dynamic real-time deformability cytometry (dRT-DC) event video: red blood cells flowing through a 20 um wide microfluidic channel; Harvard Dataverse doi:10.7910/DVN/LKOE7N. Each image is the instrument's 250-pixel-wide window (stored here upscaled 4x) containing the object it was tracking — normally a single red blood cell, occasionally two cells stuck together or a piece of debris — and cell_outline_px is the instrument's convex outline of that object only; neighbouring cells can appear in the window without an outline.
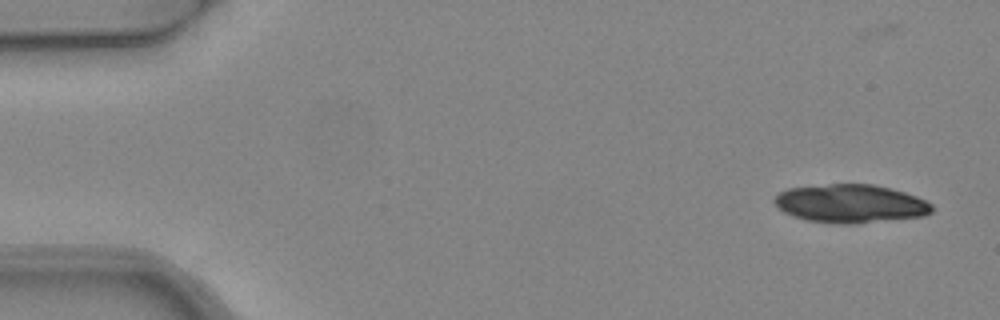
{"species": "common noctule bat (a hibernating species)", "species_latin": "Nyctalus noctula", "temperature_condition": "warm", "stored_images_in_passage": 7, "camera_frame_rate_fps": 3000, "um_per_image_px": 0.085, "animal": {"sex": "female", "body_mass_g": 24.6, "forearm_length_mm": 56.2}, "frame": {"image": 1, "passage_image": 1, "time_ms": 0.0, "image_size_px": [1000, 320], "cell_outline_px": [[932, 212], [924, 216], [852, 224], [840, 224], [804, 220], [792, 216], [784, 212], [772, 200], [780, 192], [788, 188], [828, 184], [872, 184], [892, 188], [916, 196], [932, 204]], "centroid_in_image_um": [72.28, 17.31], "position_along_channel_um": 12.7, "area_um2": 35.26}}
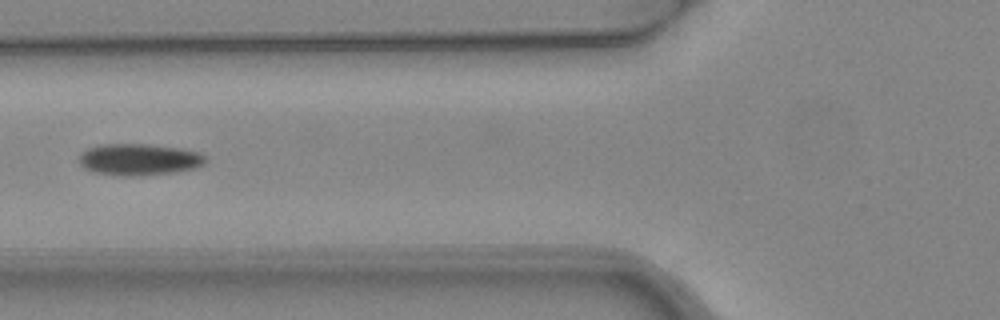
{"frame": {"image": 2, "passage_image": 6, "time_ms": 1.667, "image_size_px": [1000, 320], "cell_outline_px": [[208, 160], [204, 164], [196, 168], [176, 172], [136, 176], [116, 176], [92, 172], [84, 168], [80, 164], [80, 156], [88, 148], [100, 144], [148, 144], [180, 148], [200, 152], [208, 156]], "centroid_in_image_um": [11.87, 13.56], "position_along_channel_um": 113.9, "area_um2": 23.64}}
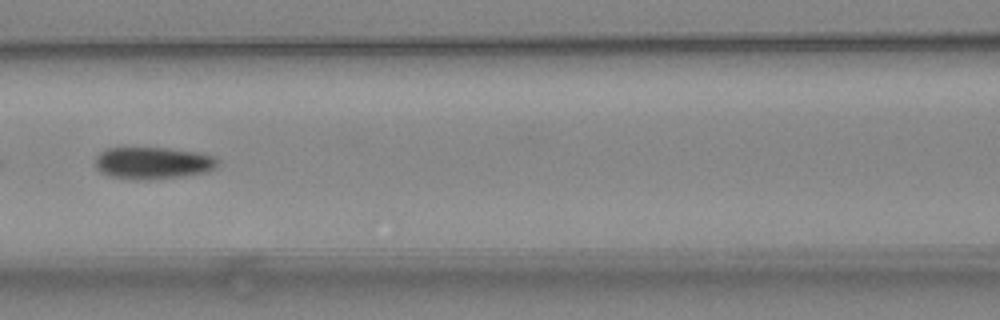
{"frame": {"image": 3, "passage_image": 7, "time_ms": 2.0, "image_size_px": [1000, 320], "cell_outline_px": [[220, 164], [216, 168], [208, 172], [184, 176], [148, 180], [136, 180], [108, 176], [100, 172], [96, 168], [96, 156], [100, 152], [108, 148], [168, 148], [196, 152], [216, 156], [220, 160]], "centroid_in_image_um": [13.04, 13.87], "position_along_channel_um": 153.6, "area_um2": 23.24}}